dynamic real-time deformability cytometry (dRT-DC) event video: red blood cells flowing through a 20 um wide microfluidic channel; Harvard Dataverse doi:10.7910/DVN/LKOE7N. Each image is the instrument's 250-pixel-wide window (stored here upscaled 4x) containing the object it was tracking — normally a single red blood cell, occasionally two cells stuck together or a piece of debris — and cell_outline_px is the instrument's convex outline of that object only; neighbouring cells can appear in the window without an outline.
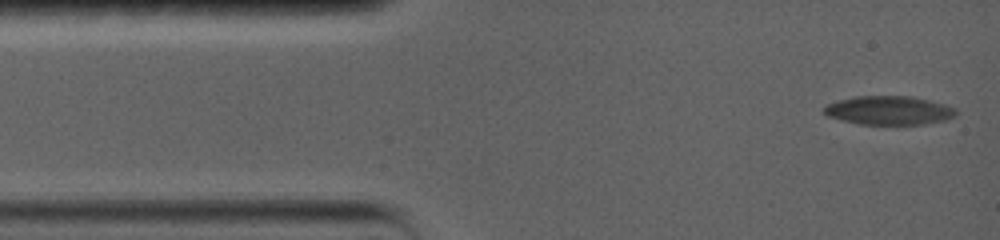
{"species": "common noctule bat (a hibernating species)", "species_latin": "Nyctalus noctula", "temperature_condition": "warm", "stored_images_in_passage": 44, "camera_frame_rate_fps": 5000, "um_per_image_px": 0.085, "animal": {"sex": "female", "body_mass_g": 19.0, "forearm_length_mm": 56.7}, "frame": {"image": 1, "passage_image": 1, "time_ms": 0.0, "image_size_px": [1000, 240], "cell_outline_px": [[960, 112], [944, 120], [924, 124], [860, 124], [840, 120], [828, 116], [824, 112], [824, 108], [828, 104], [840, 100], [856, 96], [912, 96], [944, 104], [956, 108]], "centroid_in_image_um": [75.58, 9.38], "position_along_channel_um": 9.4, "area_um2": 21.96}}
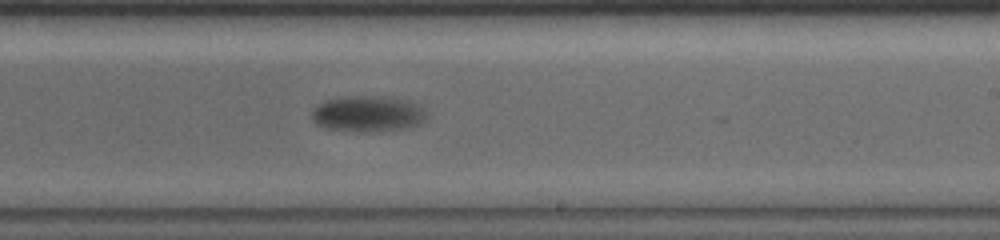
{"frame": {"image": 2, "passage_image": 19, "time_ms": 9.6, "image_size_px": [1000, 240], "cell_outline_px": [[424, 120], [420, 124], [404, 128], [372, 132], [364, 132], [328, 128], [316, 124], [312, 120], [312, 112], [320, 104], [328, 100], [348, 96], [356, 96], [404, 100], [416, 104], [424, 108]], "centroid_in_image_um": [31.25, 9.7], "position_along_channel_um": 257.8, "area_um2": 23.24}}
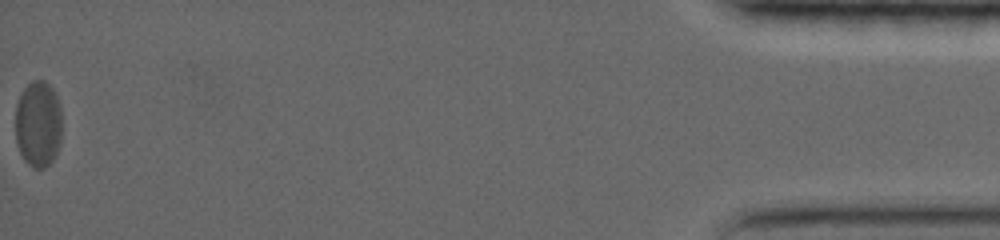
{"frame": {"image": 3, "passage_image": 44, "time_ms": 19.2, "image_size_px": [1000, 240], "cell_outline_px": [[60, 144], [52, 160], [44, 168], [36, 168], [28, 164], [24, 160], [20, 152], [16, 140], [16, 104], [24, 88], [32, 80], [44, 80], [56, 92], [60, 104]], "centroid_in_image_um": [3.24, 10.51], "position_along_channel_um": 432.0, "area_um2": 23.35}, "authors_computed_cell_mechanics": {"area_um2": 23.698, "velocity_mm_per_s": 3.3219, "shape_relaxation_time_tau1_ms": 3.1392, "shape_relaxation_time_tau2_ms": null, "deformation_change_tau1": 0.1266, "deformation_change_tau2": null}}